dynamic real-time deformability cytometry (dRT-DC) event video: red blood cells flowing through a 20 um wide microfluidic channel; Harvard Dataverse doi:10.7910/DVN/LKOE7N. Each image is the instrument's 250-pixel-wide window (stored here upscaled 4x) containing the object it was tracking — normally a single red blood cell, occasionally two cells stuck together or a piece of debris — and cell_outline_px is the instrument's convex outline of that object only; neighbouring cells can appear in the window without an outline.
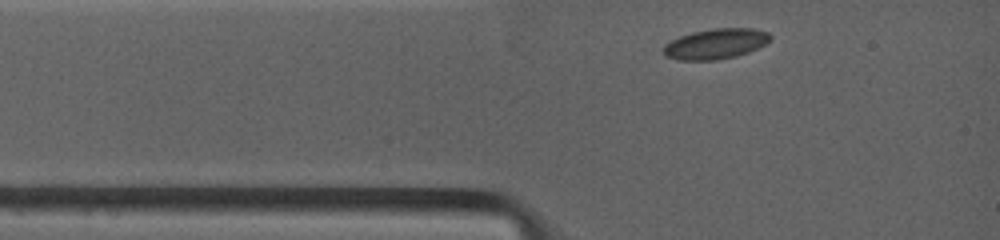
{"species": "common noctule bat (a hibernating species)", "species_latin": "Nyctalus noctula", "temperature_condition": "warm", "stored_images_in_passage": 2, "camera_frame_rate_fps": 4500, "um_per_image_px": 0.085, "animal": {"sex": "female", "body_mass_g": 19.0, "forearm_length_mm": 53.3}, "frame": {"image": 1, "passage_image": 1, "time_ms": 0.0, "image_size_px": [1000, 240], "cell_outline_px": [[772, 36], [764, 44], [748, 52], [736, 56], [716, 60], [680, 60], [668, 56], [664, 52], [664, 48], [672, 40], [680, 36], [692, 32], [716, 28], [752, 28], [768, 32]], "centroid_in_image_um": [60.86, 3.72], "position_along_channel_um": 24.1, "area_um2": 18.5}}